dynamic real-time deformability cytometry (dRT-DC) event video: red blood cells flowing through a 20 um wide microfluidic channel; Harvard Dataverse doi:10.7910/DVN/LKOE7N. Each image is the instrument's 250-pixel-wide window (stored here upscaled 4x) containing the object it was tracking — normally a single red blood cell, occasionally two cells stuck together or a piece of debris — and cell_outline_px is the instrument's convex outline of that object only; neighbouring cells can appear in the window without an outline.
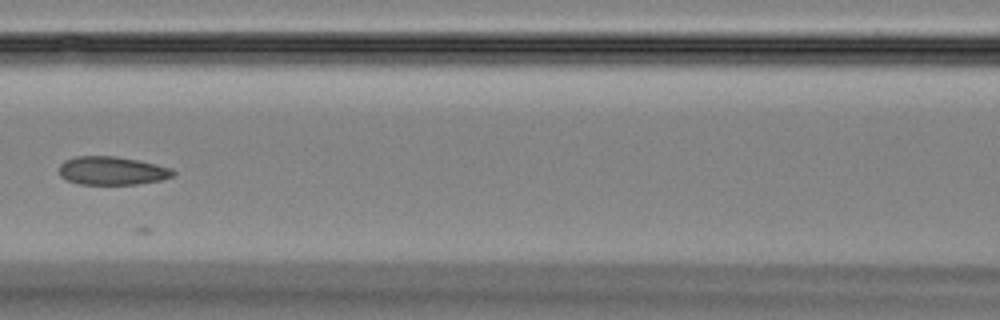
{"species": "Egyptian fruit bat (a non-hibernating species)", "species_latin": "Rousettus aegyptiacus", "temperature_condition": "room temperature", "stored_images_in_passage": 8, "camera_frame_rate_fps": 3000, "um_per_image_px": 0.085, "animal": {"sex": "female"}, "frame": {"image": 1, "passage_image": 7, "time_ms": 7.0, "image_size_px": [1000, 320], "cell_outline_px": [[176, 176], [160, 180], [136, 184], [80, 184], [68, 180], [60, 176], [60, 164], [64, 160], [76, 156], [116, 156], [140, 160], [172, 168], [176, 172]], "centroid_in_image_um": [9.56, 14.5], "position_along_channel_um": 157.0, "area_um2": 18.96}}
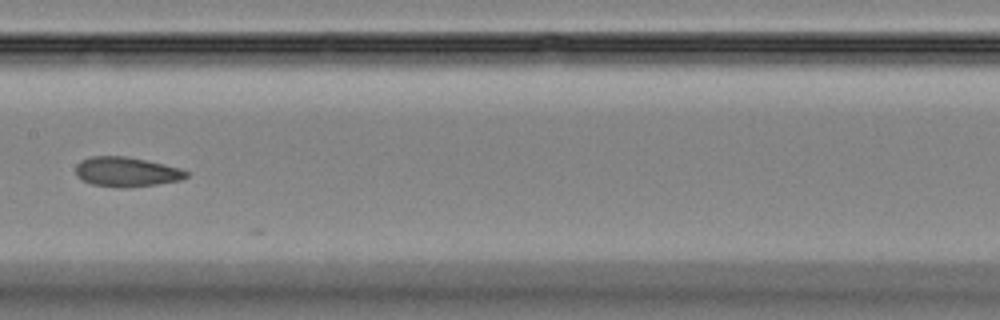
{"frame": {"image": 2, "passage_image": 8, "time_ms": 8.0, "image_size_px": [1000, 320], "cell_outline_px": [[188, 176], [180, 180], [156, 184], [120, 188], [92, 184], [76, 176], [76, 164], [80, 160], [92, 156], [124, 156], [164, 164], [180, 168], [188, 172]], "centroid_in_image_um": [10.73, 14.6], "position_along_channel_um": 196.7, "area_um2": 18.96}}